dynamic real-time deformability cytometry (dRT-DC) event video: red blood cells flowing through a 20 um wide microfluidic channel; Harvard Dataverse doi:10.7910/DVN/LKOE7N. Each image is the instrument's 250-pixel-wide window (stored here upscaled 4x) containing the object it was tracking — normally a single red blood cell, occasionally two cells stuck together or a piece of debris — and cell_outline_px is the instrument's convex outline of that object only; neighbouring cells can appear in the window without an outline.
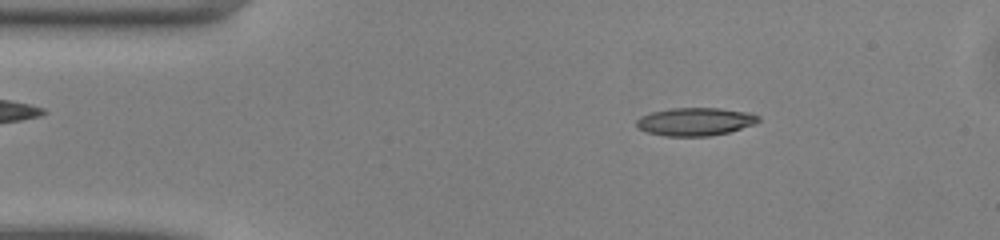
{"species": "common noctule bat (a hibernating species)", "species_latin": "Nyctalus noctula", "temperature_condition": "warm", "stored_images_in_passage": 48, "camera_frame_rate_fps": 3000, "um_per_image_px": 0.085, "animal": {"sex": "male", "body_mass_g": 13.0, "forearm_length_mm": 53.1}, "frame": {"image": 1, "passage_image": 7, "time_ms": 2.0, "image_size_px": [1000, 240], "cell_outline_px": [[760, 120], [756, 124], [728, 132], [708, 136], [664, 136], [644, 132], [636, 128], [636, 120], [640, 116], [652, 112], [672, 108], [720, 108], [752, 112], [760, 116]], "centroid_in_image_um": [59.09, 10.34], "position_along_channel_um": 25.9, "area_um2": 20.23}}
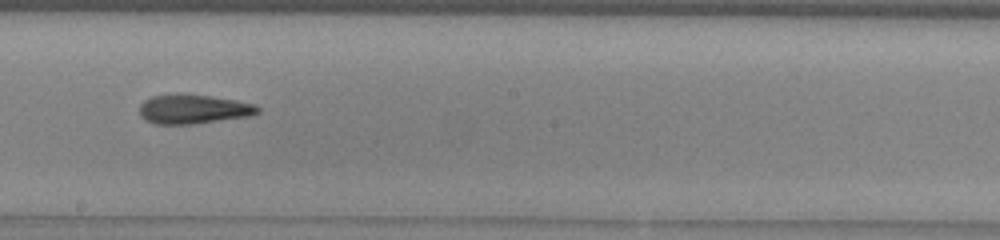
{"frame": {"image": 2, "passage_image": 26, "time_ms": 8.333, "image_size_px": [1000, 240], "cell_outline_px": [[260, 112], [252, 116], [192, 124], [156, 124], [144, 120], [140, 116], [140, 104], [144, 100], [152, 96], [208, 96], [256, 104], [260, 108]], "centroid_in_image_um": [16.46, 9.32], "position_along_channel_um": 231.7, "area_um2": 19.65}}
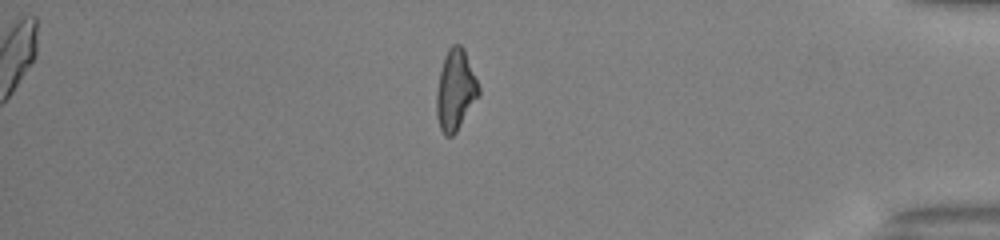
{"frame": {"image": 3, "passage_image": 41, "time_ms": 13.333, "image_size_px": [1000, 240], "cell_outline_px": [[480, 96], [456, 132], [452, 136], [444, 136], [440, 128], [436, 116], [436, 92], [440, 68], [444, 56], [448, 48], [452, 44], [460, 44], [464, 48], [480, 88]], "centroid_in_image_um": [38.71, 7.66], "position_along_channel_um": 396.5, "area_um2": 20.17}, "authors_computed_cell_mechanics": {"area_um2": 19.8254, "velocity_mm_per_s": 4.1209, "shape_relaxation_time_tau1_ms": null, "shape_relaxation_time_tau2_ms": 3.9406, "deformation_change_tau1": null, "deformation_change_tau2": 0.1554}}